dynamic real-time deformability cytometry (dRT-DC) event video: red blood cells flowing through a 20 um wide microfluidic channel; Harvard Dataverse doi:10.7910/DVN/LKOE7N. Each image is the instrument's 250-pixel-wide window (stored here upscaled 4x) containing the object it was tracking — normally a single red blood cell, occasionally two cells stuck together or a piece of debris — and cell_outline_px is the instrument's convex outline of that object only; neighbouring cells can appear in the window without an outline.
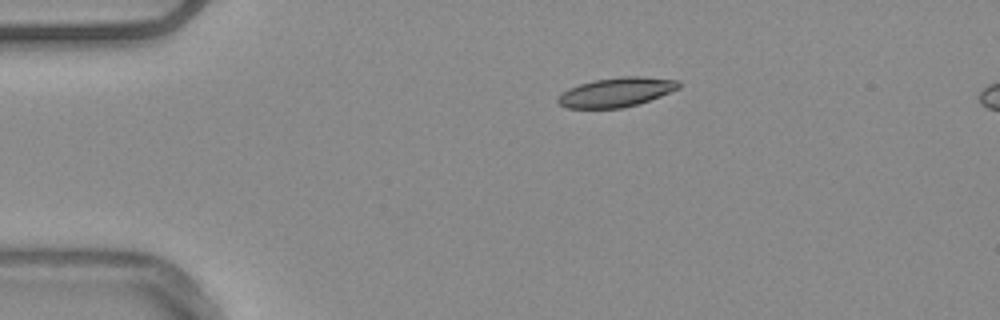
{"species": "common noctule bat (a hibernating species)", "species_latin": "Nyctalus noctula", "temperature_condition": "warm", "stored_images_in_passage": 44, "camera_frame_rate_fps": 3000, "um_per_image_px": 0.085, "animal": {"sex": "male", "body_mass_g": 20.4}, "frame": {"image": 1, "passage_image": 1, "time_ms": 0.0, "image_size_px": [1000, 320], "cell_outline_px": [[680, 88], [660, 96], [636, 104], [620, 108], [568, 108], [560, 104], [556, 100], [556, 96], [560, 92], [568, 88], [592, 80], [620, 76], [640, 76], [680, 80]], "centroid_in_image_um": [52.35, 7.82], "position_along_channel_um": 32.6, "area_um2": 20.75}}
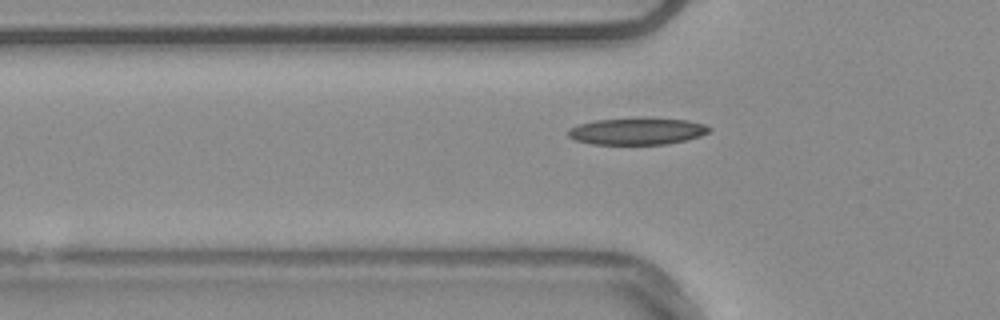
{"frame": {"image": 2, "passage_image": 8, "time_ms": 2.333, "image_size_px": [1000, 320], "cell_outline_px": [[712, 128], [708, 132], [700, 136], [688, 140], [668, 144], [592, 144], [576, 140], [568, 136], [568, 128], [580, 124], [596, 120], [648, 116], [688, 120], [704, 124]], "centroid_in_image_um": [54.2, 11.13], "position_along_channel_um": 71.6, "area_um2": 22.6}}
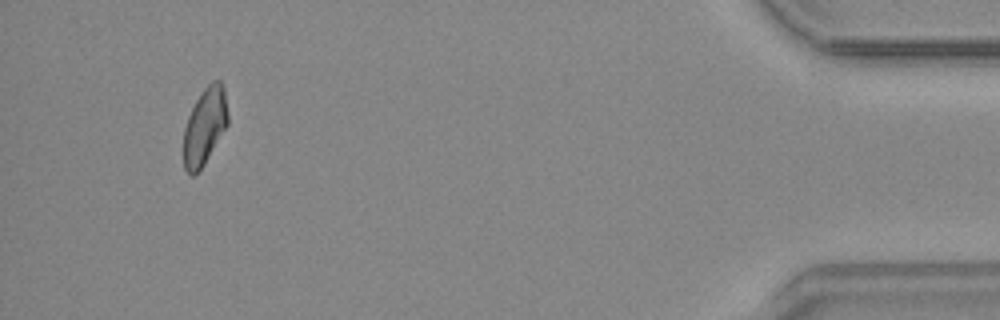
{"frame": {"image": 3, "passage_image": 41, "time_ms": 13.333, "image_size_px": [1000, 320], "cell_outline_px": [[228, 124], [204, 164], [192, 176], [184, 168], [184, 128], [188, 116], [196, 100], [204, 88], [212, 80], [220, 80], [224, 88], [228, 112]], "centroid_in_image_um": [17.41, 10.7], "position_along_channel_um": 417.8, "area_um2": 19.65}, "authors_computed_cell_mechanics": {"area_um2": 20.8369, "velocity_mm_per_s": 3.7746, "shape_relaxation_time_tau1_ms": null, "shape_relaxation_time_tau2_ms": 3.8728, "deformation_change_tau1": null, "deformation_change_tau2": 0.1034}}